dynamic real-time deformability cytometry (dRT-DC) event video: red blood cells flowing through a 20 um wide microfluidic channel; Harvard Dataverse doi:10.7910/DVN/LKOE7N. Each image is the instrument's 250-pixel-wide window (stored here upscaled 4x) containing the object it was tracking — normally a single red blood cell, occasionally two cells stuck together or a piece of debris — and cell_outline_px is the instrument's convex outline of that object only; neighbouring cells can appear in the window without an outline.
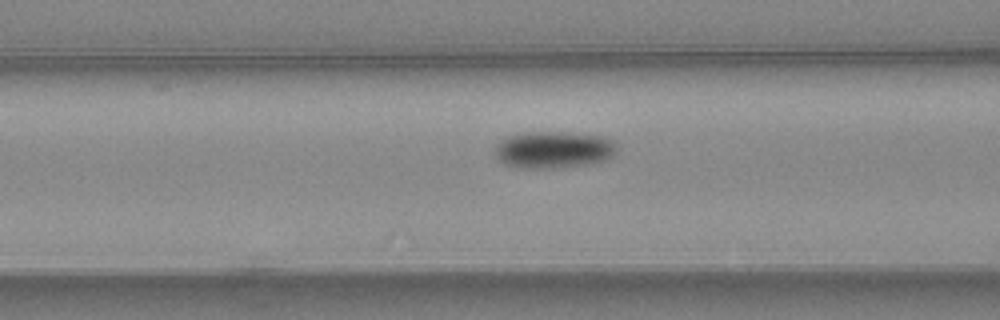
{"species": "common noctule bat (a hibernating species)", "species_latin": "Nyctalus noctula", "temperature_condition": "warm", "stored_images_in_passage": 15, "camera_frame_rate_fps": 3000, "um_per_image_px": 0.085, "animal": {"sex": "female", "body_mass_g": 24.6, "forearm_length_mm": 56.2}, "frame": {"image": 1, "passage_image": 13, "time_ms": 4.0, "image_size_px": [1000, 320], "cell_outline_px": [[620, 148], [608, 160], [584, 164], [552, 168], [520, 168], [504, 164], [496, 160], [492, 152], [496, 144], [500, 140], [516, 132], [564, 132], [608, 136]], "centroid_in_image_um": [47.02, 12.71], "position_along_channel_um": 119.6, "area_um2": 26.93}}